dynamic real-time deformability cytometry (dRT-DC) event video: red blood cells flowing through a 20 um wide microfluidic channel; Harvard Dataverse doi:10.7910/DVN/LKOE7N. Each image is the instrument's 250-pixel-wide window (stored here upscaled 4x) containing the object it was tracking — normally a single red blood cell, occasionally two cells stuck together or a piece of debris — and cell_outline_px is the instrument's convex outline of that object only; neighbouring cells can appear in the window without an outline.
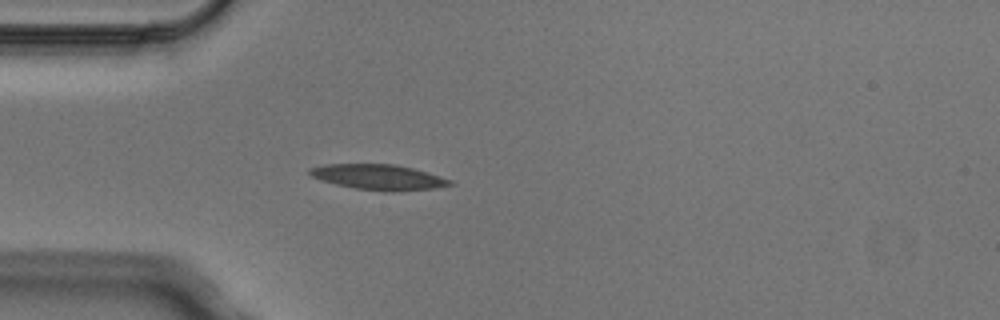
{"species": "Egyptian fruit bat (a non-hibernating species)", "species_latin": "Rousettus aegyptiacus", "temperature_condition": "cold", "stored_images_in_passage": 3, "camera_frame_rate_fps": 3000, "um_per_image_px": 0.085, "animal": {"sex": "male"}, "frame": {"image": 1, "passage_image": 3, "time_ms": 0.667, "image_size_px": [1000, 320], "cell_outline_px": [[456, 184], [432, 188], [392, 192], [356, 188], [336, 184], [320, 180], [312, 176], [308, 172], [308, 168], [324, 164], [392, 164], [412, 168], [428, 172], [452, 180]], "centroid_in_image_um": [32.17, 15.05], "position_along_channel_um": 52.8, "area_um2": 20.63}}